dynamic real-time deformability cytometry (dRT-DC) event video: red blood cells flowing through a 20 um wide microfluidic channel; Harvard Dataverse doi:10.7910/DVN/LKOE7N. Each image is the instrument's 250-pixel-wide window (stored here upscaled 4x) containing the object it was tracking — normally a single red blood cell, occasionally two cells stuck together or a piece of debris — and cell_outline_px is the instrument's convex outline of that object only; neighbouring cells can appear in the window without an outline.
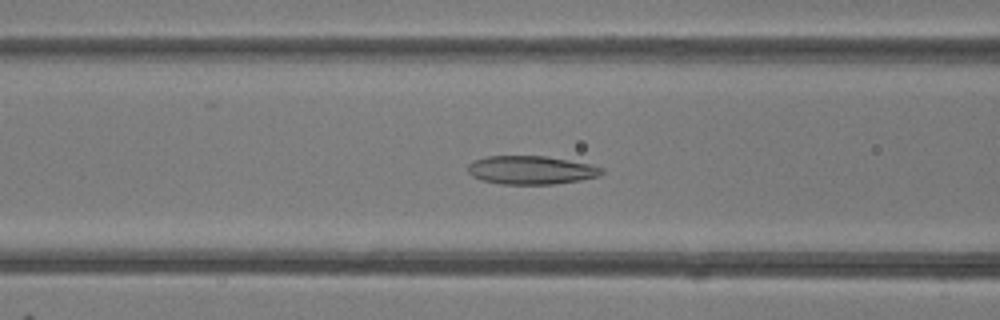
{"species": "common noctule bat (a hibernating species)", "species_latin": "Nyctalus noctula", "temperature_condition": "room temperature", "stored_images_in_passage": 47, "camera_frame_rate_fps": 3000, "um_per_image_px": 0.085, "animal": {"sex": "female"}, "frame": {"image": 1, "passage_image": 18, "time_ms": 5.667, "image_size_px": [1000, 320], "cell_outline_px": [[604, 172], [600, 176], [580, 180], [556, 184], [500, 184], [480, 180], [472, 176], [468, 172], [468, 164], [476, 160], [488, 156], [548, 156], [588, 164], [604, 168]], "centroid_in_image_um": [45.15, 14.46], "position_along_channel_um": 121.5, "area_um2": 22.25}}
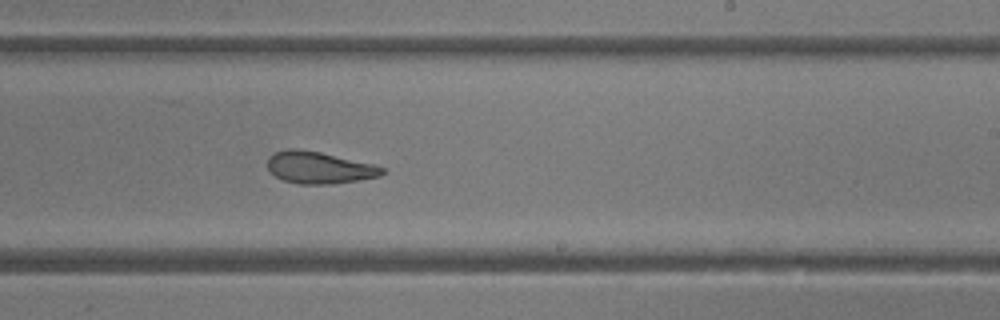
{"frame": {"image": 2, "passage_image": 28, "time_ms": 9.0, "image_size_px": [1000, 320], "cell_outline_px": [[388, 172], [380, 176], [332, 184], [300, 184], [284, 180], [276, 176], [268, 168], [268, 156], [276, 152], [288, 148], [296, 148], [320, 152], [372, 164], [384, 168]], "centroid_in_image_um": [27.13, 14.24], "position_along_channel_um": 261.9, "area_um2": 21.15}}
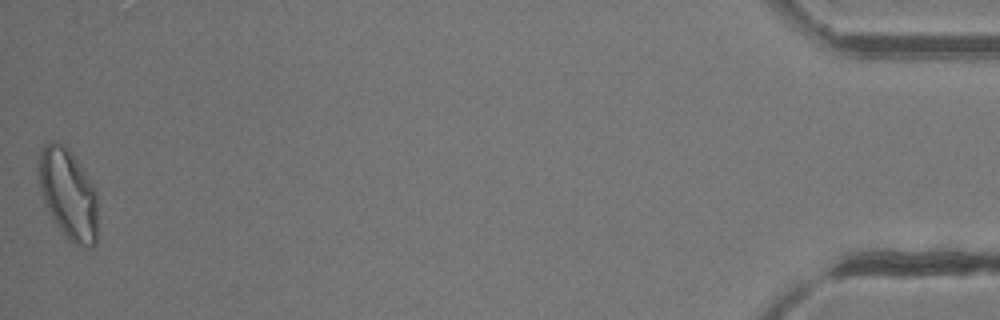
{"frame": {"image": 3, "passage_image": 47, "time_ms": 15.333, "image_size_px": [1000, 320], "cell_outline_px": [[96, 244], [92, 248], [84, 248], [68, 240], [64, 236], [56, 224], [44, 204], [40, 188], [40, 152], [44, 144], [48, 140], [56, 140], [64, 144], [68, 148], [88, 176], [96, 188]], "centroid_in_image_um": [5.81, 16.5], "position_along_channel_um": 429.4, "area_um2": 31.21}, "authors_computed_cell_mechanics": {"area_um2": 24.3916, "velocity_mm_per_s": 4.2221, "shape_relaxation_time_tau1_ms": 7.1187, "shape_relaxation_time_tau2_ms": 3.4007, "deformation_change_tau1": 0.1792, "deformation_change_tau2": 0.0983}}